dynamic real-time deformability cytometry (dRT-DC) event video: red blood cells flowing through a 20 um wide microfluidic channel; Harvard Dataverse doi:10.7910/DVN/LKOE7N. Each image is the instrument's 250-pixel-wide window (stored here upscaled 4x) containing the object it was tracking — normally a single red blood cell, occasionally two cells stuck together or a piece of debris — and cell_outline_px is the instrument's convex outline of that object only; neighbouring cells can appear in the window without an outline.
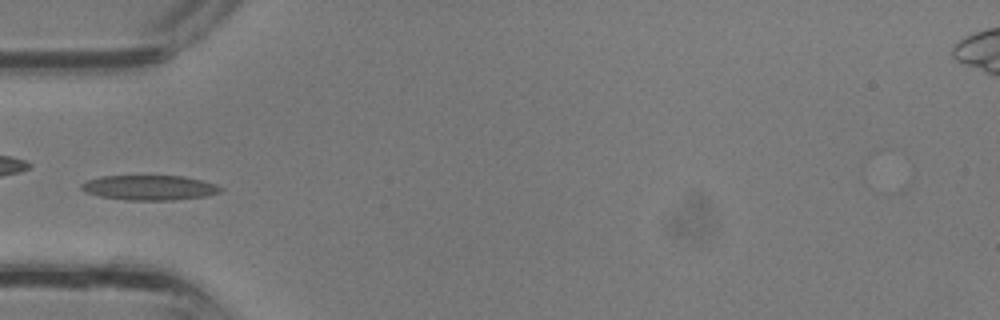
{"species": "common noctule bat (a hibernating species)", "species_latin": "Nyctalus noctula", "temperature_condition": "room temperature", "stored_images_in_passage": 24, "camera_frame_rate_fps": 3000, "um_per_image_px": 0.085, "animal": {"sex": "male", "body_mass_g": 13.3}, "frame": {"image": 1, "passage_image": 1, "time_ms": 0.0, "image_size_px": [1000, 320], "cell_outline_px": [[224, 188], [220, 192], [208, 196], [172, 200], [124, 200], [100, 196], [84, 192], [80, 188], [80, 184], [88, 180], [100, 176], [184, 176], [216, 184]], "centroid_in_image_um": [12.7, 15.95], "position_along_channel_um": 72.3, "area_um2": 20.29}}
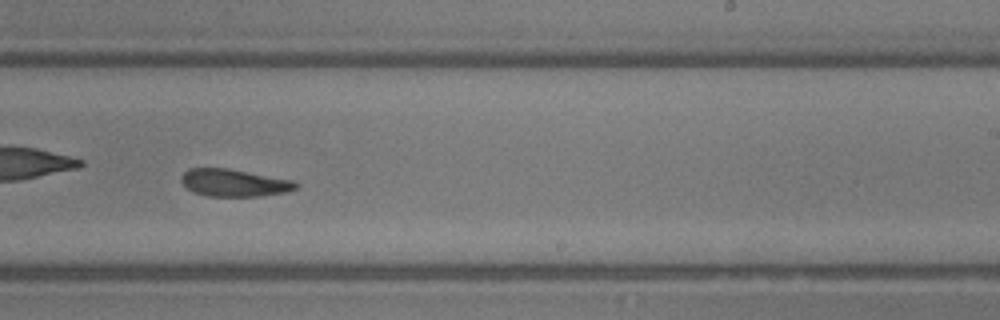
{"frame": {"image": 2, "passage_image": 11, "time_ms": 3.333, "image_size_px": [1000, 320], "cell_outline_px": [[300, 184], [296, 188], [284, 192], [256, 196], [208, 196], [192, 192], [180, 180], [180, 176], [188, 168], [228, 168], [292, 180]], "centroid_in_image_um": [19.85, 15.53], "position_along_channel_um": 269.1, "area_um2": 18.15}}